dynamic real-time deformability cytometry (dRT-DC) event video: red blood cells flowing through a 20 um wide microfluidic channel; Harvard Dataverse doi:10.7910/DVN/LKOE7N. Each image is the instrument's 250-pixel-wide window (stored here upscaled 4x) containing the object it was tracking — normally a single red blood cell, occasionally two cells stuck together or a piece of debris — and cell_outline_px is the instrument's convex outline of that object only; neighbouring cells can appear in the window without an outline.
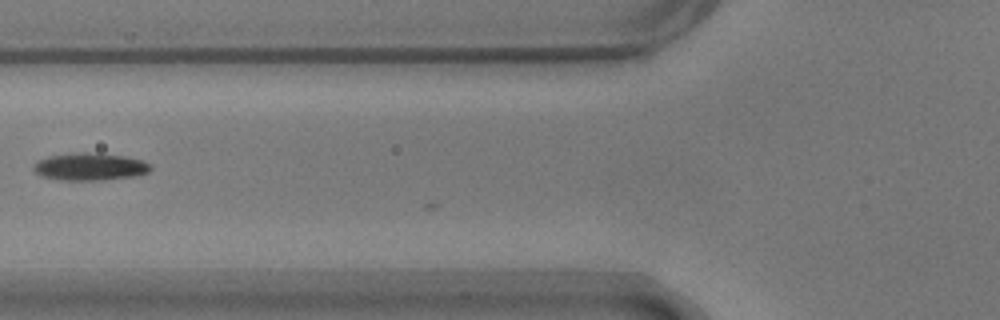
{"species": "common noctule bat (a hibernating species)", "species_latin": "Nyctalus noctula", "temperature_condition": "warm", "stored_images_in_passage": 11, "camera_frame_rate_fps": 3000, "um_per_image_px": 0.085, "animal": {"sex": "male", "body_mass_g": 17.9}, "frame": {"image": 1, "passage_image": 10, "time_ms": 3.0, "image_size_px": [1000, 320], "cell_outline_px": [[152, 168], [148, 172], [136, 176], [100, 180], [64, 180], [40, 176], [32, 168], [32, 164], [36, 160], [48, 156], [76, 152], [88, 152], [124, 156], [144, 160], [152, 164]], "centroid_in_image_um": [7.63, 14.16], "position_along_channel_um": 118.2, "area_um2": 18.96}}